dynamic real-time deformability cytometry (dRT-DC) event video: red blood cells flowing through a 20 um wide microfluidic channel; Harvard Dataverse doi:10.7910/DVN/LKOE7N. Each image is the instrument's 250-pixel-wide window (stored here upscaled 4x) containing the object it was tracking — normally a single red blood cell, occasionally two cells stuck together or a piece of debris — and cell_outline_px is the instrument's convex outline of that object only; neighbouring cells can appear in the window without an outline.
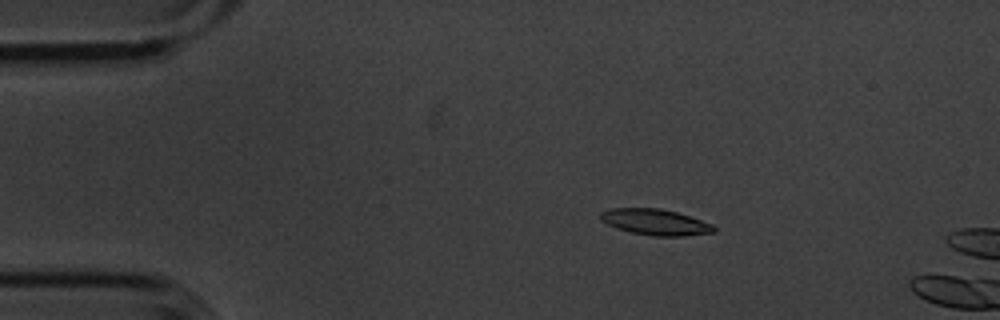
{"species": "common noctule bat (a hibernating species)", "species_latin": "Nyctalus noctula", "temperature_condition": "cold", "stored_images_in_passage": 45, "camera_frame_rate_fps": 3000, "um_per_image_px": 0.085, "animal": {"sex": "male", "body_mass_g": 20.1, "forearm_length_mm": 53.5}, "frame": {"image": 1, "passage_image": 2, "time_ms": 0.333, "image_size_px": [1000, 320], "cell_outline_px": [[716, 232], [684, 236], [652, 236], [632, 232], [616, 228], [600, 220], [600, 212], [608, 208], [660, 208], [676, 212], [712, 224], [716, 228]], "centroid_in_image_um": [55.68, 18.87], "position_along_channel_um": 29.3, "area_um2": 17.17}}
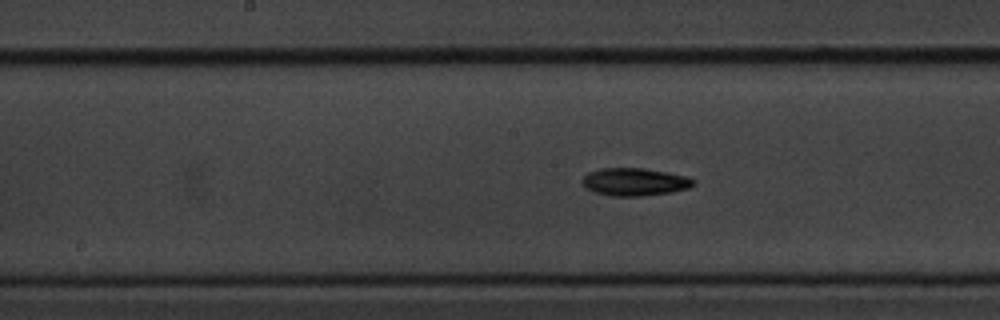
{"frame": {"image": 2, "passage_image": 20, "time_ms": 6.333, "image_size_px": [1000, 320], "cell_outline_px": [[696, 184], [688, 188], [672, 192], [640, 196], [612, 196], [596, 192], [584, 188], [580, 180], [588, 172], [600, 168], [644, 168], [668, 172], [688, 176], [696, 180]], "centroid_in_image_um": [53.95, 15.45], "position_along_channel_um": 194.3, "area_um2": 18.21}}
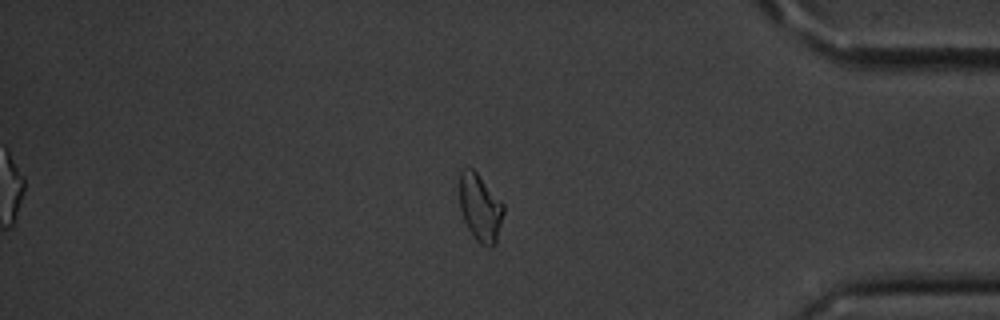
{"frame": {"image": 3, "passage_image": 39, "time_ms": 12.667, "image_size_px": [1000, 320], "cell_outline_px": [[504, 212], [496, 244], [492, 248], [488, 248], [480, 244], [472, 236], [464, 220], [460, 208], [460, 172], [464, 168], [472, 168], [476, 172], [504, 204]], "centroid_in_image_um": [40.83, 17.71], "position_along_channel_um": 394.4, "area_um2": 17.34}}